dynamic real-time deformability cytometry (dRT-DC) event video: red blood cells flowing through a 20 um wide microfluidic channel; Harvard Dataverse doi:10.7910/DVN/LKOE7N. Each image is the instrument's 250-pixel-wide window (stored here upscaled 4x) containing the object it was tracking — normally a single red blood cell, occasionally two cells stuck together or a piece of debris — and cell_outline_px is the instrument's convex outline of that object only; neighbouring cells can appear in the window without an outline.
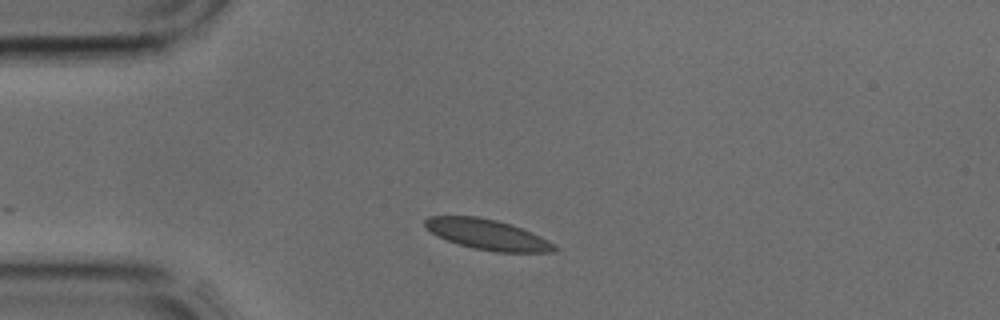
{"species": "common noctule bat (a hibernating species)", "species_latin": "Nyctalus noctula", "temperature_condition": "cold", "stored_images_in_passage": 1, "camera_frame_rate_fps": 3000, "um_per_image_px": 0.085, "animal": {"sex": "male", "body_mass_g": 17.9, "forearm_length_mm": 54.2}, "frame": {"image": 1, "passage_image": 1, "time_ms": 0.0, "image_size_px": [1000, 320], "cell_outline_px": [[560, 248], [556, 252], [496, 252], [472, 248], [448, 240], [424, 228], [424, 220], [428, 216], [476, 216], [496, 220], [512, 224], [532, 232], [556, 244]], "centroid_in_image_um": [41.48, 19.93], "position_along_channel_um": 43.5, "area_um2": 23.0}}